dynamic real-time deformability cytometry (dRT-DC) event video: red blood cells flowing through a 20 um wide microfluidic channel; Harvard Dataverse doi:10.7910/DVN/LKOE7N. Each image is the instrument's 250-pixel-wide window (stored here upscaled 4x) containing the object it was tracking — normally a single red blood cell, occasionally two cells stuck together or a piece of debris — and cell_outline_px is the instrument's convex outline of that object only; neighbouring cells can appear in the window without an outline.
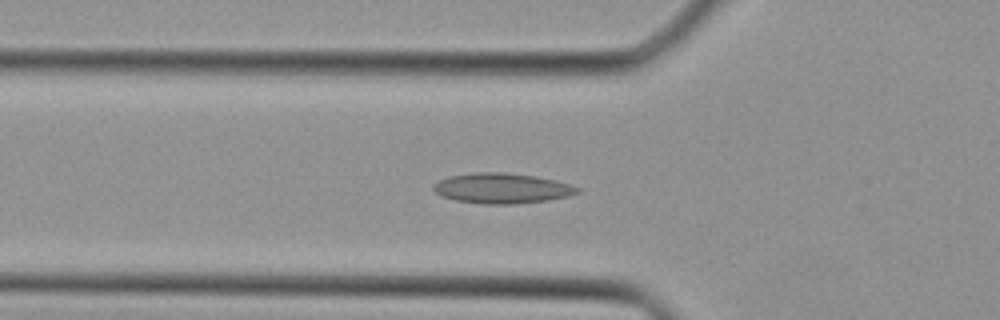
{"species": "Egyptian fruit bat (a non-hibernating species)", "species_latin": "Rousettus aegyptiacus", "temperature_condition": "cold", "stored_images_in_passage": 37, "camera_frame_rate_fps": 3000, "um_per_image_px": 0.085, "animal": {"sex": "female"}, "frame": {"image": 1, "passage_image": 10, "time_ms": 3.0, "image_size_px": [1000, 320], "cell_outline_px": [[580, 192], [568, 196], [548, 200], [516, 204], [484, 204], [456, 200], [444, 196], [436, 192], [432, 188], [440, 180], [448, 176], [476, 172], [504, 172], [536, 176], [568, 184], [580, 188]], "centroid_in_image_um": [42.68, 16.0], "position_along_channel_um": 83.1, "area_um2": 25.14}}
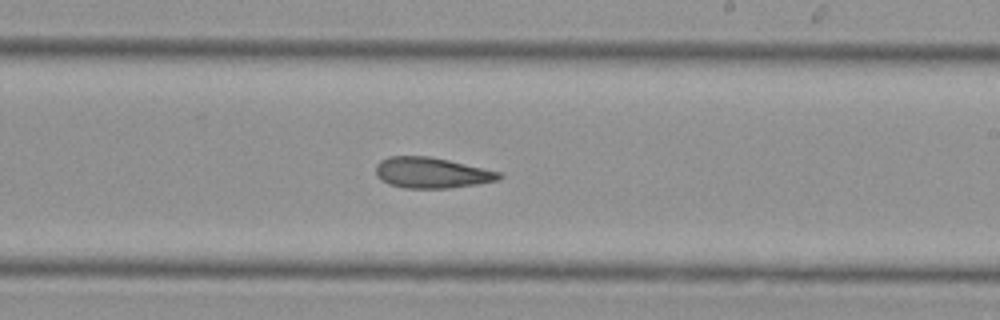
{"frame": {"image": 2, "passage_image": 20, "time_ms": 6.333, "image_size_px": [1000, 320], "cell_outline_px": [[504, 176], [496, 180], [476, 184], [448, 188], [404, 188], [388, 184], [380, 180], [376, 176], [376, 164], [380, 160], [388, 156], [428, 156], [448, 160], [504, 172]], "centroid_in_image_um": [36.68, 14.68], "position_along_channel_um": 252.3, "area_um2": 22.25}}
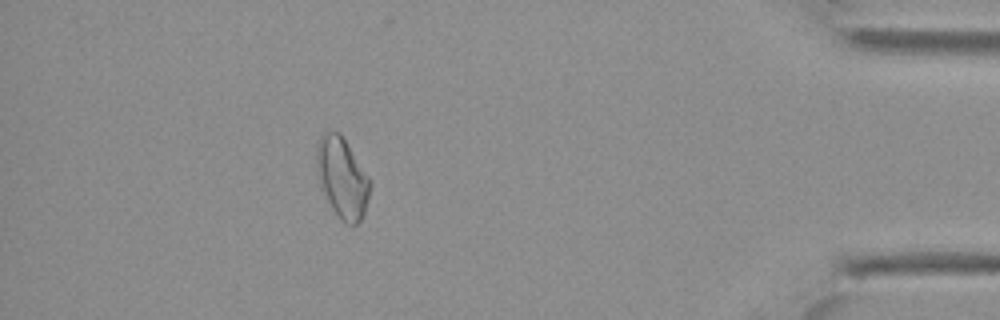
{"frame": {"image": 3, "passage_image": 32, "time_ms": 10.333, "image_size_px": [1000, 320], "cell_outline_px": [[372, 184], [364, 216], [352, 228], [344, 224], [332, 208], [320, 184], [316, 172], [316, 144], [320, 136], [324, 132], [340, 132], [372, 180]], "centroid_in_image_um": [29.11, 15.12], "position_along_channel_um": 406.1, "area_um2": 25.49}}